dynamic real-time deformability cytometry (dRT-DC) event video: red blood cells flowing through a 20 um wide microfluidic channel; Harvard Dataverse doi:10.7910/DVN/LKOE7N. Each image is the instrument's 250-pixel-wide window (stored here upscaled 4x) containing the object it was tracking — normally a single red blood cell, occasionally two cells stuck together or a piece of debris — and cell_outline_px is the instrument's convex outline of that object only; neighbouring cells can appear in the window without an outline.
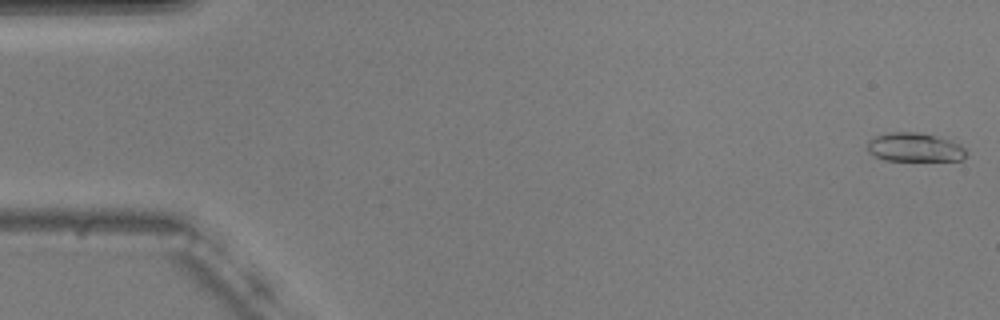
{"species": "common noctule bat (a hibernating species)", "species_latin": "Nyctalus noctula", "temperature_condition": "warm", "stored_images_in_passage": 54, "camera_frame_rate_fps": 3000, "um_per_image_px": 0.085, "animal": {"sex": "male", "body_mass_g": 20.5, "forearm_length_mm": 52.5}, "frame": {"image": 1, "passage_image": 1, "time_ms": 0.0, "image_size_px": [1000, 320], "cell_outline_px": [[968, 152], [960, 160], [884, 160], [868, 152], [868, 140], [876, 136], [888, 132], [916, 132], [936, 136], [960, 144]], "centroid_in_image_um": [77.73, 12.52], "position_along_channel_um": 7.3, "area_um2": 16.42}}
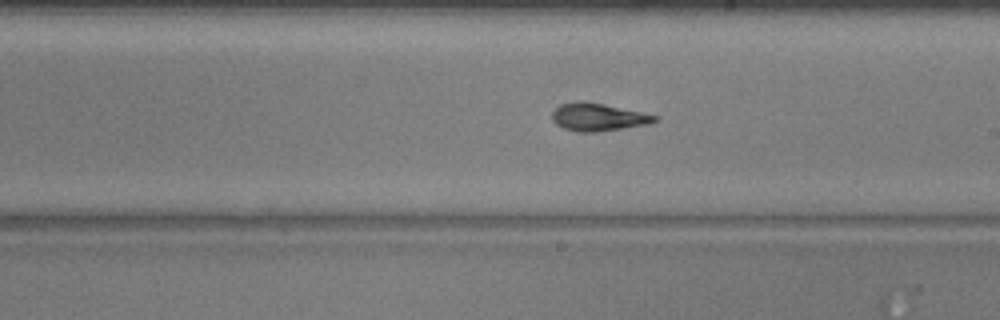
{"frame": {"image": 2, "passage_image": 31, "time_ms": 10.0, "image_size_px": [1000, 320], "cell_outline_px": [[656, 120], [648, 124], [624, 128], [596, 132], [576, 132], [564, 128], [556, 124], [552, 120], [552, 112], [560, 104], [576, 100], [580, 100], [604, 104], [640, 112], [656, 116]], "centroid_in_image_um": [50.76, 9.95], "position_along_channel_um": 238.2, "area_um2": 16.47}}
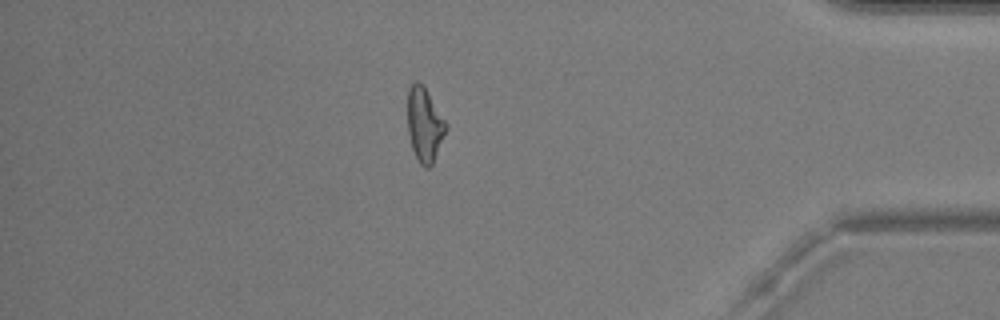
{"frame": {"image": 3, "passage_image": 47, "time_ms": 15.333, "image_size_px": [1000, 320], "cell_outline_px": [[448, 128], [432, 164], [428, 168], [424, 168], [420, 164], [412, 148], [408, 132], [408, 88], [416, 80], [424, 84], [448, 124]], "centroid_in_image_um": [36.1, 10.56], "position_along_channel_um": 399.1, "area_um2": 16.76}, "authors_computed_cell_mechanics": {"area_um2": 16.473, "velocity_mm_per_s": 3.7144, "shape_relaxation_time_tau1_ms": 10.8251, "shape_relaxation_time_tau2_ms": 2.6908, "deformation_change_tau1": 0.2744, "deformation_change_tau2": 0.0918}}